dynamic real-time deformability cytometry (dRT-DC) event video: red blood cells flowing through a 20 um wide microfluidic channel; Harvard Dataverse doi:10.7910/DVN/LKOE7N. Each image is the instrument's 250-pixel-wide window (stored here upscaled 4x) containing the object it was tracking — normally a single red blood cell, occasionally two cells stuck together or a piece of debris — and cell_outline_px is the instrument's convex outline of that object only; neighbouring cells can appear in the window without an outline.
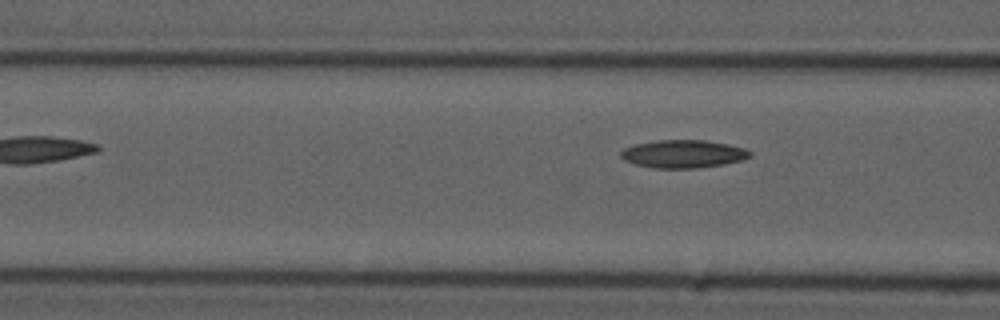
{"species": "common noctule bat (a hibernating species)", "species_latin": "Nyctalus noctula", "temperature_condition": "cold", "stored_images_in_passage": 5, "camera_frame_rate_fps": 3000, "um_per_image_px": 0.085, "animal": {"sex": "male", "forearm_length_mm": 52.5}, "frame": {"image": 1, "passage_image": 5, "time_ms": 1.333, "image_size_px": [1000, 320], "cell_outline_px": [[752, 156], [740, 160], [724, 164], [696, 168], [652, 168], [636, 164], [624, 160], [620, 156], [620, 152], [624, 148], [636, 144], [656, 140], [704, 140], [728, 144], [744, 148], [752, 152]], "centroid_in_image_um": [58.06, 13.08], "position_along_channel_um": 108.5, "area_um2": 20.98}}